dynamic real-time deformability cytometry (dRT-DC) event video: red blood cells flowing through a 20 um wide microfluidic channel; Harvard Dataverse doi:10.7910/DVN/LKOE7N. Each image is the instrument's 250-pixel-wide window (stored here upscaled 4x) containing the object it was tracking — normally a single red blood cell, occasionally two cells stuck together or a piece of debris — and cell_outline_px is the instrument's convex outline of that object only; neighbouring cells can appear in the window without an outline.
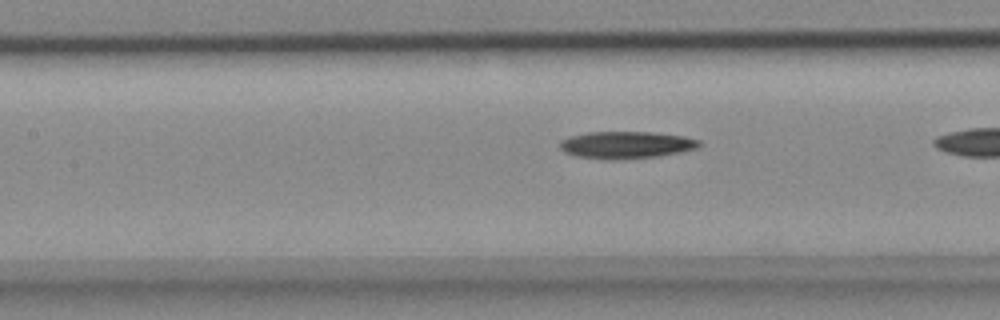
{"species": "common noctule bat (a hibernating species)", "species_latin": "Nyctalus noctula", "temperature_condition": "cold", "stored_images_in_passage": 26, "camera_frame_rate_fps": 3000, "um_per_image_px": 0.085, "animal": {"sex": "female", "body_mass_g": 18.4}, "frame": {"image": 1, "passage_image": 18, "time_ms": 5.667, "image_size_px": [1000, 320], "cell_outline_px": [[700, 144], [696, 148], [680, 152], [660, 156], [616, 160], [604, 160], [576, 156], [564, 152], [560, 148], [560, 140], [572, 136], [588, 132], [652, 132], [684, 136], [700, 140]], "centroid_in_image_um": [53.21, 12.33], "position_along_channel_um": 154.2, "area_um2": 22.14}}
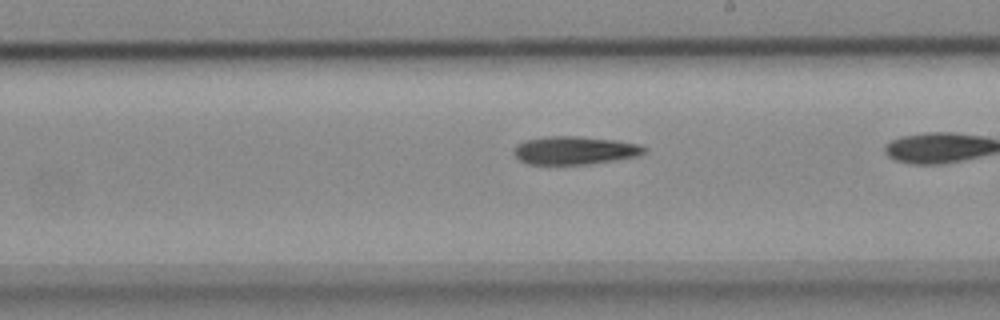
{"frame": {"image": 2, "passage_image": 25, "time_ms": 8.0, "image_size_px": [1000, 320], "cell_outline_px": [[648, 152], [640, 156], [588, 164], [528, 164], [520, 160], [512, 152], [512, 148], [516, 144], [524, 140], [548, 136], [580, 136], [616, 140], [640, 144], [648, 148]], "centroid_in_image_um": [48.87, 12.77], "position_along_channel_um": 240.1, "area_um2": 21.73}}